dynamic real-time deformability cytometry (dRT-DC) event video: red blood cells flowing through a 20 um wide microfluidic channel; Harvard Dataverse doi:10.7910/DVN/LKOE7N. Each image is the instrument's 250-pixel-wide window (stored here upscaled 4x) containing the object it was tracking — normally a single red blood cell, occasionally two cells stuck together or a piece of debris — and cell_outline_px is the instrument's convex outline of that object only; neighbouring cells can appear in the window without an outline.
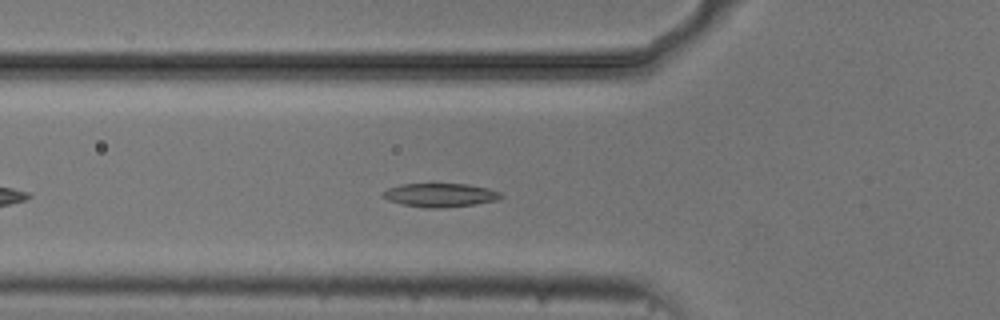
{"species": "common noctule bat (a hibernating species)", "species_latin": "Nyctalus noctula", "temperature_condition": "cold", "stored_images_in_passage": 42, "camera_frame_rate_fps": 3000, "um_per_image_px": 0.085, "animal": {"sex": "male", "body_mass_g": 20.5, "forearm_length_mm": 52.5}, "frame": {"image": 1, "passage_image": 9, "time_ms": 2.667, "image_size_px": [1000, 320], "cell_outline_px": [[504, 196], [496, 200], [476, 204], [444, 208], [428, 208], [404, 204], [388, 200], [380, 196], [380, 192], [388, 188], [400, 184], [468, 184], [488, 188], [500, 192]], "centroid_in_image_um": [37.39, 16.58], "position_along_channel_um": 88.4, "area_um2": 16.36}}
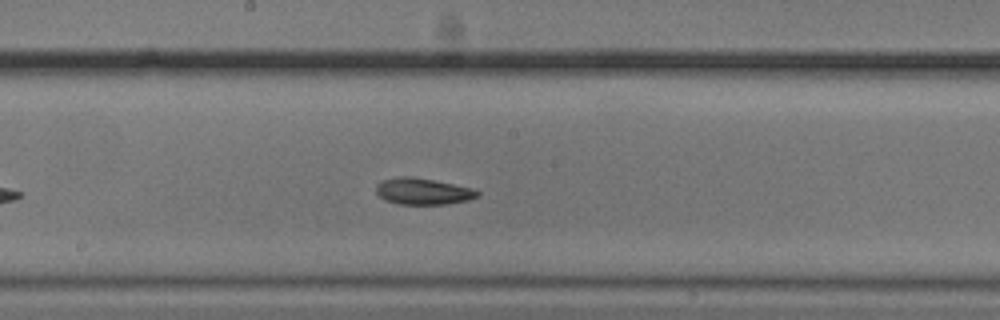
{"frame": {"image": 2, "passage_image": 19, "time_ms": 6.0, "image_size_px": [1000, 320], "cell_outline_px": [[480, 196], [468, 200], [448, 204], [396, 204], [384, 200], [376, 192], [376, 184], [384, 180], [404, 176], [412, 176], [472, 188], [480, 192]], "centroid_in_image_um": [35.95, 16.28], "position_along_channel_um": 212.2, "area_um2": 15.55}}
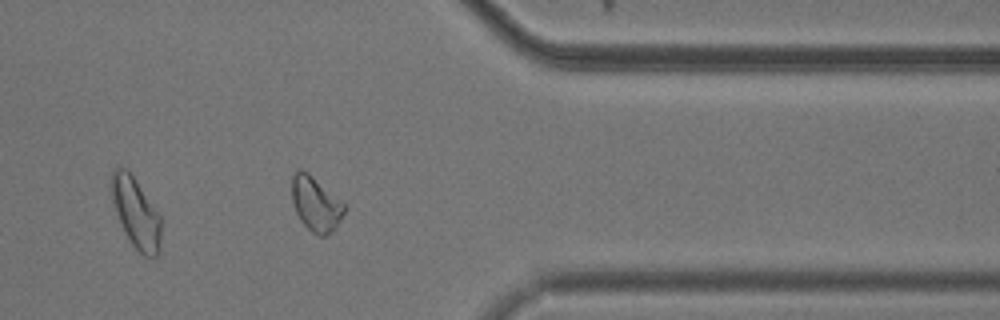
{"frame": {"image": 3, "passage_image": 34, "time_ms": 11.0, "image_size_px": [1000, 320], "cell_outline_px": [[344, 212], [340, 220], [332, 232], [324, 236], [320, 236], [312, 232], [300, 220], [296, 212], [292, 200], [292, 176], [300, 168], [308, 172], [344, 204]], "centroid_in_image_um": [26.81, 17.34], "position_along_channel_um": 384.6, "area_um2": 16.3}}